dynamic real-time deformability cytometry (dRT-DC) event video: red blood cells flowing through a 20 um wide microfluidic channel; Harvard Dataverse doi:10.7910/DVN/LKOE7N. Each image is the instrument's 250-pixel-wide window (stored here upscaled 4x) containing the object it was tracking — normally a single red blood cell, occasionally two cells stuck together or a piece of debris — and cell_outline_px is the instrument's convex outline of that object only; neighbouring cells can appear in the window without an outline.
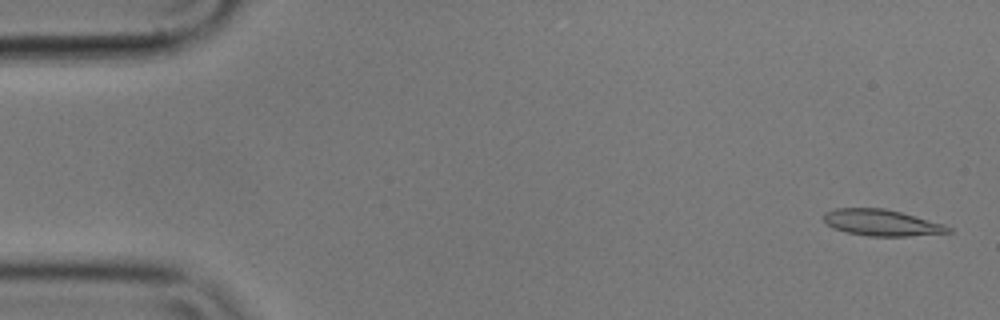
{"species": "common noctule bat (a hibernating species)", "species_latin": "Nyctalus noctula", "temperature_condition": "cold", "stored_images_in_passage": 4, "camera_frame_rate_fps": 3000, "um_per_image_px": 0.085, "animal": {"sex": "male", "body_mass_g": 17.9}, "frame": {"image": 1, "passage_image": 1, "time_ms": 0.0, "image_size_px": [1000, 320], "cell_outline_px": [[952, 232], [908, 236], [868, 236], [848, 232], [832, 228], [824, 220], [824, 212], [836, 208], [884, 208], [900, 212], [944, 224], [952, 228]], "centroid_in_image_um": [74.93, 18.93], "position_along_channel_um": 10.1, "area_um2": 18.96}}
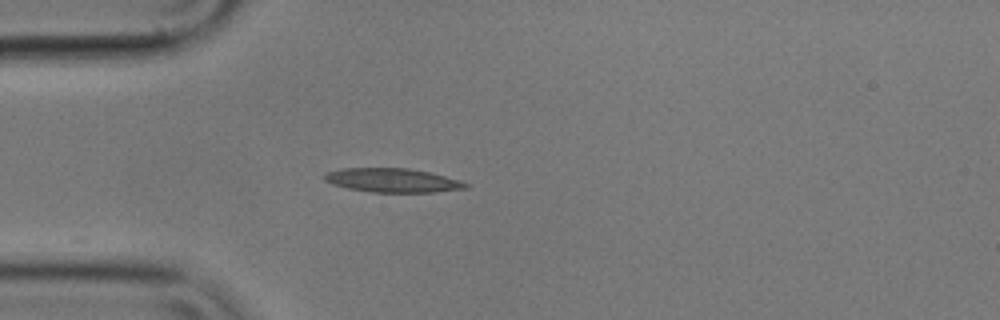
{"frame": {"image": 2, "passage_image": 4, "time_ms": 1.0, "image_size_px": [1000, 320], "cell_outline_px": [[468, 188], [436, 192], [372, 192], [348, 188], [332, 184], [324, 180], [324, 172], [340, 168], [408, 168], [428, 172], [444, 176], [468, 184]], "centroid_in_image_um": [33.3, 15.32], "position_along_channel_um": 51.7, "area_um2": 19.59}}